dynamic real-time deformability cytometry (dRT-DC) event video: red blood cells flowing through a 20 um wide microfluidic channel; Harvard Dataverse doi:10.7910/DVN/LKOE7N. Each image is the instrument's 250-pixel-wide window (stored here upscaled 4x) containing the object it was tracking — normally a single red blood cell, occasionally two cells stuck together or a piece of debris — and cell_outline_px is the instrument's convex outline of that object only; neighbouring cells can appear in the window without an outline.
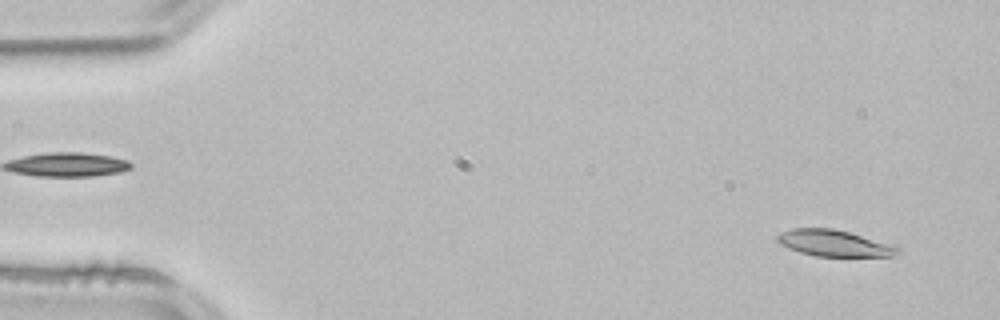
{"species": "common noctule bat (a hibernating species)", "species_latin": "Nyctalus noctula", "temperature_condition": "room temperature", "stored_images_in_passage": 52, "camera_frame_rate_fps": 3000, "um_per_image_px": 0.085, "animal": {"sex": "male", "body_mass_g": 21.5, "forearm_length_mm": 52.0}, "frame": {"image": 1, "passage_image": 3, "time_ms": 0.667, "image_size_px": [1000, 320], "cell_outline_px": [[900, 252], [892, 256], [816, 256], [800, 252], [788, 248], [780, 244], [776, 240], [776, 236], [780, 232], [792, 228], [832, 228], [896, 244], [900, 248]], "centroid_in_image_um": [70.92, 20.66], "position_along_channel_um": 14.1, "area_um2": 18.67}}
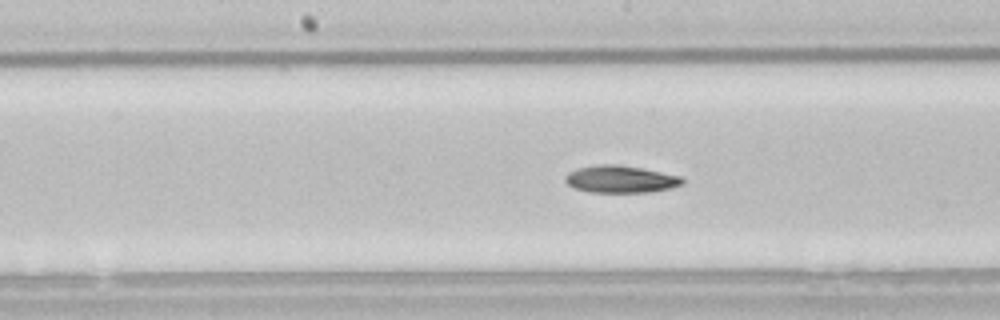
{"frame": {"image": 2, "passage_image": 26, "time_ms": 8.333, "image_size_px": [1000, 320], "cell_outline_px": [[684, 184], [652, 192], [588, 192], [572, 188], [564, 180], [564, 176], [568, 172], [576, 168], [596, 164], [616, 164], [640, 168], [680, 176], [684, 180]], "centroid_in_image_um": [52.68, 15.23], "position_along_channel_um": 195.5, "area_um2": 18.67}}
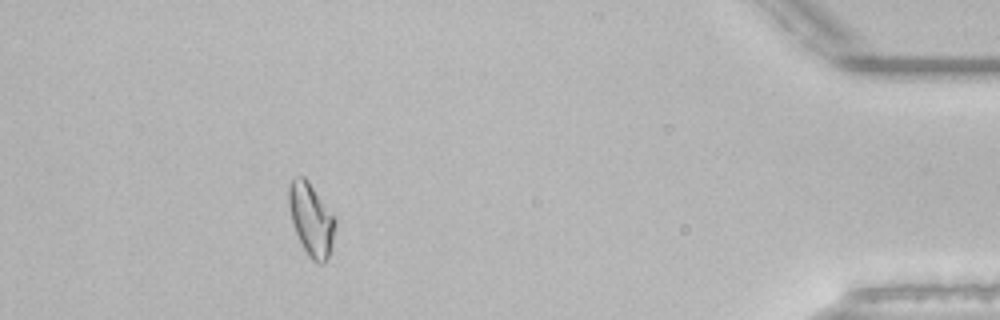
{"frame": {"image": 3, "passage_image": 47, "time_ms": 15.333, "image_size_px": [1000, 320], "cell_outline_px": [[336, 224], [332, 244], [328, 256], [324, 264], [316, 264], [308, 256], [292, 224], [288, 208], [288, 188], [292, 180], [300, 176], [304, 176], [308, 180], [336, 220]], "centroid_in_image_um": [26.44, 18.67], "position_along_channel_um": 408.8, "area_um2": 19.48}, "authors_computed_cell_mechanics": {"area_um2": 18.8428, "velocity_mm_per_s": 3.8609, "shape_relaxation_time_tau1_ms": 8.2953, "shape_relaxation_time_tau2_ms": null, "deformation_change_tau1": 0.1893, "deformation_change_tau2": null}}